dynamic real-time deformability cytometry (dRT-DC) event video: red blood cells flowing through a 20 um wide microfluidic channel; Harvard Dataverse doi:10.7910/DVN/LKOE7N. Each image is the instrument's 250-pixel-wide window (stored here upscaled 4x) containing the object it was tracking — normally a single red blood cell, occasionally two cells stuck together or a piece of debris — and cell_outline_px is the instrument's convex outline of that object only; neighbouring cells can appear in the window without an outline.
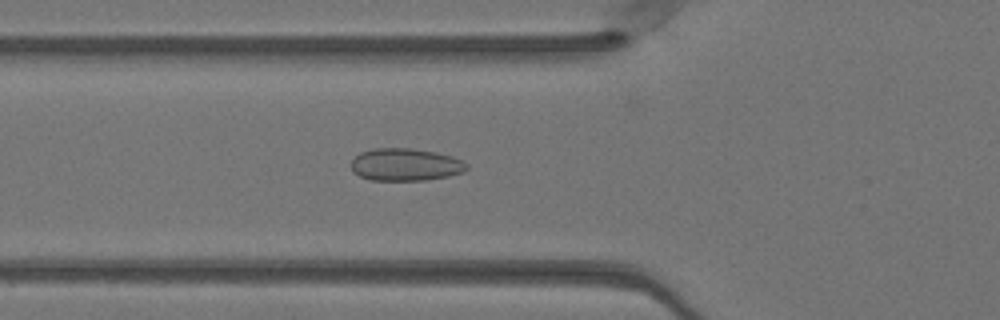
{"species": "Egyptian fruit bat (a non-hibernating species)", "species_latin": "Rousettus aegyptiacus", "temperature_condition": "warm", "stored_images_in_passage": 49, "camera_frame_rate_fps": 3000, "um_per_image_px": 0.085, "animal": {"sex": "female"}, "frame": {"image": 1, "passage_image": 17, "time_ms": 5.333, "image_size_px": [1000, 320], "cell_outline_px": [[468, 168], [464, 172], [448, 176], [424, 180], [372, 180], [360, 176], [352, 172], [352, 160], [360, 152], [372, 148], [412, 148], [436, 152], [452, 156], [464, 160], [468, 164]], "centroid_in_image_um": [34.49, 13.98], "position_along_channel_um": 91.3, "area_um2": 22.02}}
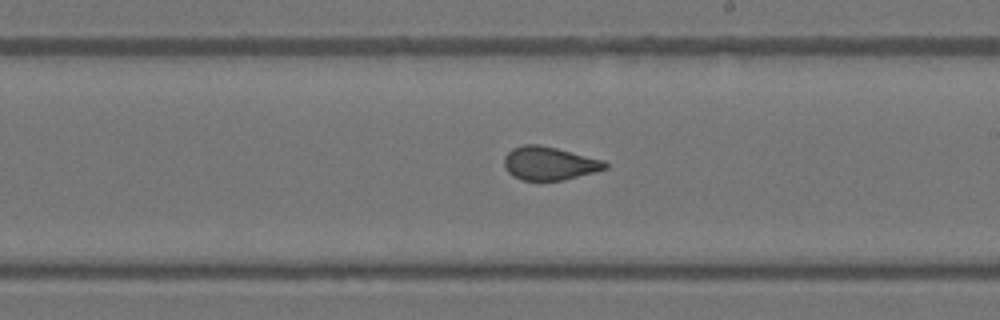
{"frame": {"image": 2, "passage_image": 28, "time_ms": 9.0, "image_size_px": [1000, 320], "cell_outline_px": [[608, 168], [564, 180], [524, 180], [512, 176], [504, 168], [504, 156], [512, 148], [524, 144], [540, 144], [604, 160], [608, 164]], "centroid_in_image_um": [46.67, 13.88], "position_along_channel_um": 242.3, "area_um2": 19.65}}
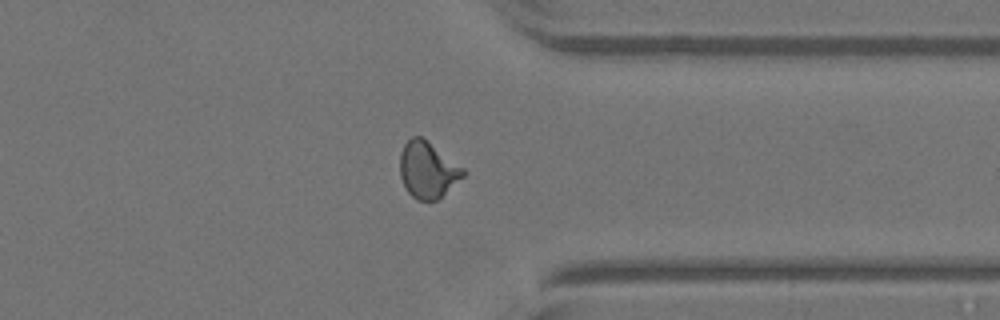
{"frame": {"image": 3, "passage_image": 38, "time_ms": 12.333, "image_size_px": [1000, 320], "cell_outline_px": [[464, 176], [436, 200], [416, 200], [408, 192], [400, 176], [400, 152], [404, 144], [412, 136], [420, 136], [428, 140], [464, 168]], "centroid_in_image_um": [36.33, 14.41], "position_along_channel_um": 375.1, "area_um2": 20.63}, "authors_computed_cell_mechanics": {"area_um2": 20.4612, "velocity_mm_per_s": 4.1005, "shape_relaxation_time_tau1_ms": null, "shape_relaxation_time_tau2_ms": 0.5329, "deformation_change_tau1": null, "deformation_change_tau2": 0.0566}}